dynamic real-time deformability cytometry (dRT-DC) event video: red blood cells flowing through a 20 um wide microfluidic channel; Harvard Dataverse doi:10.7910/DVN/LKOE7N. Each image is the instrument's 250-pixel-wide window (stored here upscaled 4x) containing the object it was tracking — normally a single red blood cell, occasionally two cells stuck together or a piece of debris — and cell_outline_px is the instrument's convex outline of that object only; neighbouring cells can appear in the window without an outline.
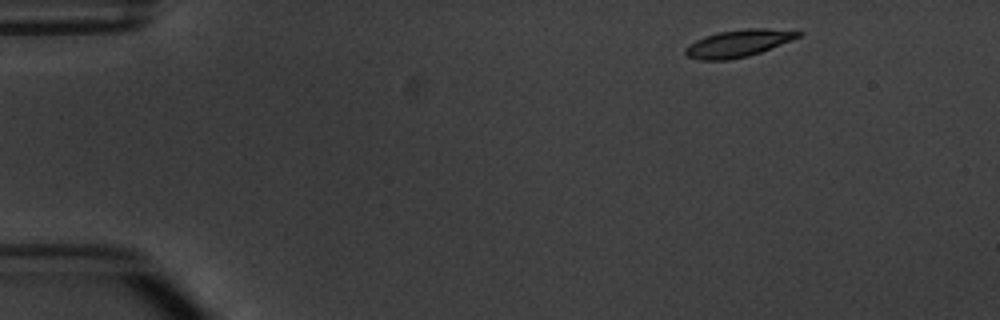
{"species": "common noctule bat (a hibernating species)", "species_latin": "Nyctalus noctula", "temperature_condition": "warm", "stored_images_in_passage": 4, "camera_frame_rate_fps": 3000, "um_per_image_px": 0.085, "animal": {"sex": "male", "body_mass_g": 20.1, "forearm_length_mm": 53.5}, "frame": {"image": 1, "passage_image": 1, "time_ms": 0.0, "image_size_px": [1000, 320], "cell_outline_px": [[804, 32], [800, 36], [792, 40], [760, 52], [748, 56], [728, 60], [700, 60], [688, 56], [684, 52], [684, 48], [688, 44], [704, 36], [716, 32], [744, 28], [768, 28]], "centroid_in_image_um": [62.73, 3.67], "position_along_channel_um": 22.3, "area_um2": 17.98}}
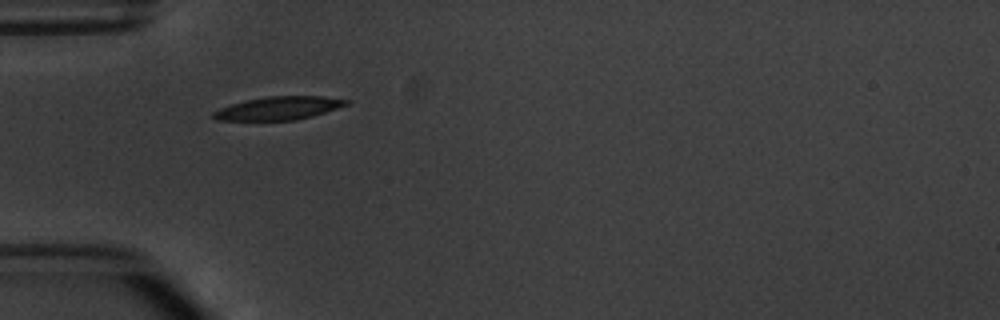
{"frame": {"image": 2, "passage_image": 4, "time_ms": 3.333, "image_size_px": [1000, 320], "cell_outline_px": [[352, 100], [348, 104], [312, 116], [296, 120], [216, 120], [212, 116], [212, 112], [220, 108], [244, 100], [268, 96], [324, 96]], "centroid_in_image_um": [23.69, 9.19], "position_along_channel_um": 61.3, "area_um2": 17.92}}